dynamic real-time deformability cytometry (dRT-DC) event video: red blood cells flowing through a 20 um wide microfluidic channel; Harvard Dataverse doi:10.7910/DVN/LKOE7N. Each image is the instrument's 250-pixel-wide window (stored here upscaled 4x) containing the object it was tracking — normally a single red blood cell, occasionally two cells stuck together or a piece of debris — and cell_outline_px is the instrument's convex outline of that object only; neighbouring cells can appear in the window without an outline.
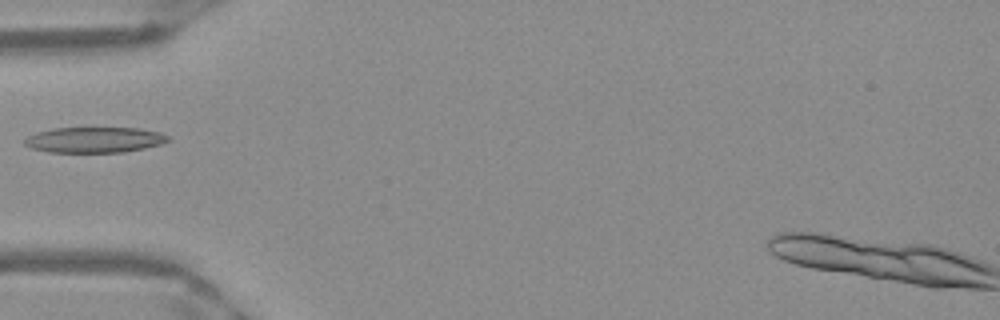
{"species": "Egyptian fruit bat (a non-hibernating species)", "species_latin": "Rousettus aegyptiacus", "temperature_condition": "warm", "stored_images_in_passage": 31, "camera_frame_rate_fps": 3000, "um_per_image_px": 0.085, "frame": {"image": 1, "passage_image": 1, "time_ms": 0.0, "image_size_px": [1000, 320], "cell_outline_px": [[172, 140], [160, 144], [144, 148], [124, 152], [48, 152], [32, 148], [24, 144], [24, 140], [28, 136], [36, 132], [52, 128], [140, 128], [160, 132], [168, 136]], "centroid_in_image_um": [8.04, 11.88], "position_along_channel_um": 77.0, "area_um2": 21.44}}
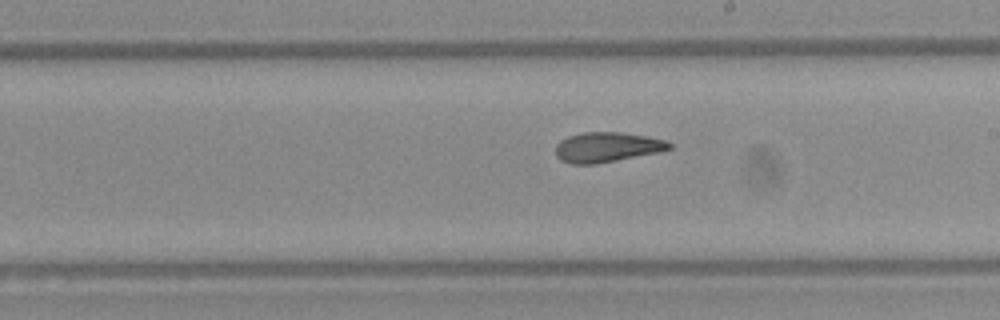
{"frame": {"image": 2, "passage_image": 13, "time_ms": 4.0, "image_size_px": [1000, 320], "cell_outline_px": [[672, 148], [660, 152], [596, 164], [572, 164], [560, 160], [556, 156], [556, 144], [560, 140], [568, 136], [584, 132], [620, 132], [648, 136], [664, 140], [672, 144]], "centroid_in_image_um": [51.59, 12.51], "position_along_channel_um": 237.4, "area_um2": 19.94}}
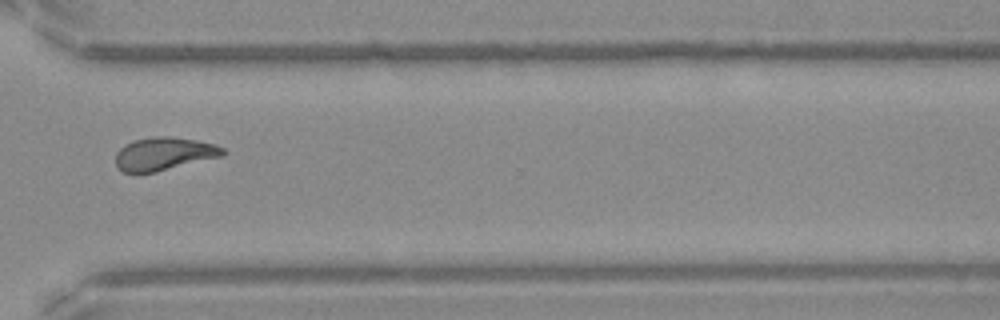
{"frame": {"image": 3, "passage_image": 22, "time_ms": 7.0, "image_size_px": [1000, 320], "cell_outline_px": [[224, 156], [156, 172], [124, 172], [116, 164], [116, 152], [124, 144], [136, 140], [156, 136], [168, 136], [196, 140], [216, 144], [224, 148]], "centroid_in_image_um": [13.97, 13.07], "position_along_channel_um": 356.6, "area_um2": 20.58}}